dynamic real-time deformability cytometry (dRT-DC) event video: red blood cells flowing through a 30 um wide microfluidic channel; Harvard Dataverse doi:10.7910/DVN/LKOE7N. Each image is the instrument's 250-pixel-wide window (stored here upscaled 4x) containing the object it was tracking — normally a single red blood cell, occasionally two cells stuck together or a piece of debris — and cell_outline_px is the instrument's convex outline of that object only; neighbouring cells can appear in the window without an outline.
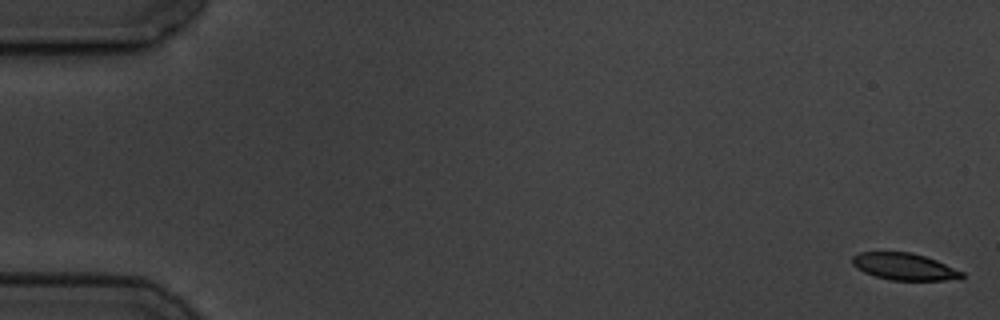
{"species": "common noctule bat (a hibernating species)", "species_latin": "Nyctalus noctula", "temperature_condition": "cold", "stored_images_in_passage": 7, "camera_frame_rate_fps": 3000, "um_per_image_px": 0.085, "animal": {"sex": "male", "body_mass_g": 19.5, "forearm_length_mm": 54.6}, "frame": {"image": 1, "passage_image": 1, "time_ms": 0.0, "image_size_px": [1000, 320], "cell_outline_px": [[964, 276], [944, 280], [892, 280], [876, 276], [864, 272], [856, 268], [852, 264], [852, 256], [860, 252], [912, 252], [936, 260], [964, 272]], "centroid_in_image_um": [76.83, 22.65], "position_along_channel_um": 8.2, "area_um2": 16.99}}
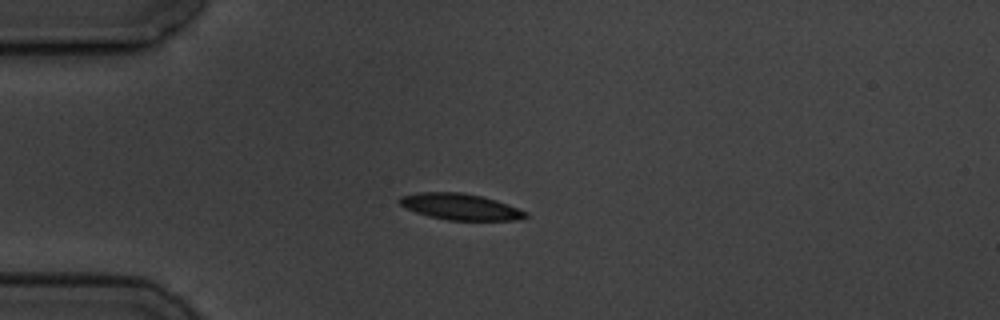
{"frame": {"image": 2, "passage_image": 5, "time_ms": 4.667, "image_size_px": [1000, 320], "cell_outline_px": [[528, 216], [516, 220], [448, 220], [428, 216], [416, 212], [400, 204], [396, 200], [400, 196], [416, 192], [464, 192], [496, 200], [508, 204], [528, 212]], "centroid_in_image_um": [39.11, 17.56], "position_along_channel_um": 45.9, "area_um2": 19.31}}
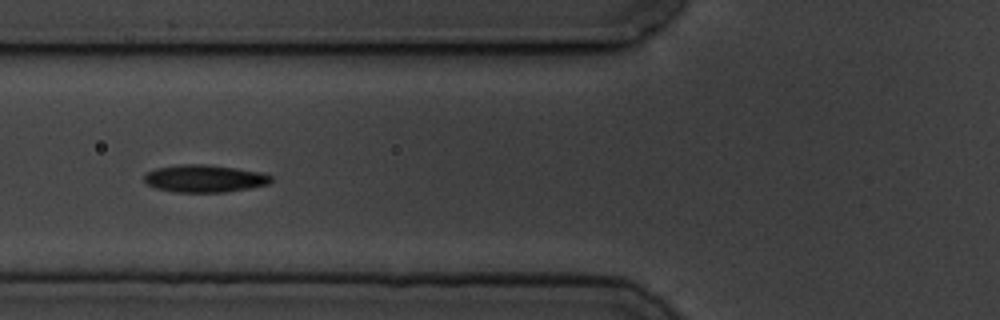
{"frame": {"image": 3, "passage_image": 7, "time_ms": 7.0, "image_size_px": [1000, 320], "cell_outline_px": [[272, 180], [268, 184], [248, 188], [224, 192], [172, 192], [156, 188], [148, 184], [144, 180], [144, 176], [148, 172], [156, 168], [180, 164], [204, 164], [236, 168], [260, 172], [272, 176]], "centroid_in_image_um": [17.37, 15.17], "position_along_channel_um": 108.4, "area_um2": 20.17}}